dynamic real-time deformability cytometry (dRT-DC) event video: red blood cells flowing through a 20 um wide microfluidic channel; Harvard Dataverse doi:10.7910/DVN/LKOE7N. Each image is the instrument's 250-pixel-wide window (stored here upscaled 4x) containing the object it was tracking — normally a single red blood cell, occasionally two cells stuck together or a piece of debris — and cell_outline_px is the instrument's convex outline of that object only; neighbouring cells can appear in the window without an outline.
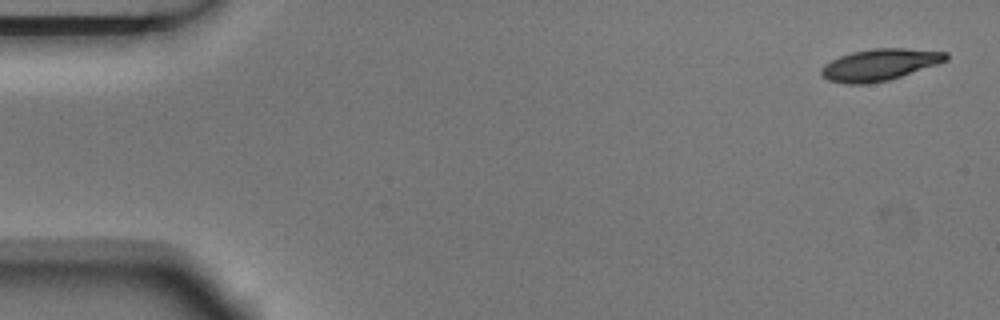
{"species": "Egyptian fruit bat (a non-hibernating species)", "species_latin": "Rousettus aegyptiacus", "temperature_condition": "room temperature", "stored_images_in_passage": 5, "camera_frame_rate_fps": 3000, "um_per_image_px": 0.085, "animal": {"sex": "male"}, "frame": {"image": 1, "passage_image": 1, "time_ms": 0.0, "image_size_px": [1000, 320], "cell_outline_px": [[948, 60], [888, 80], [864, 84], [844, 84], [828, 80], [820, 76], [820, 68], [824, 64], [840, 56], [852, 52], [872, 48], [904, 48], [948, 52]], "centroid_in_image_um": [74.72, 5.5], "position_along_channel_um": 10.3, "area_um2": 22.95}}
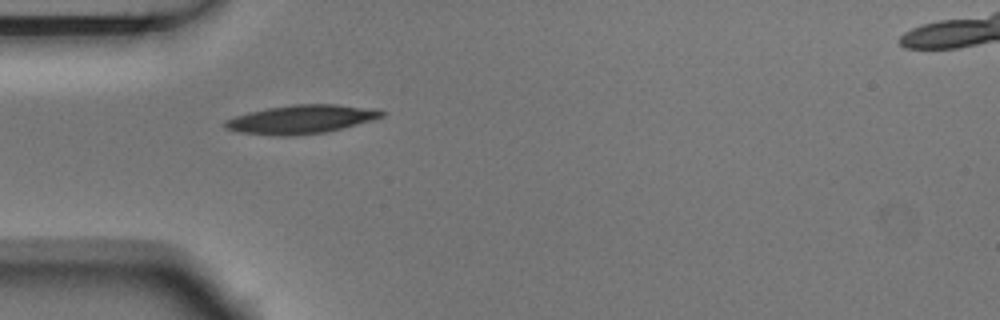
{"frame": {"image": 2, "passage_image": 5, "time_ms": 1.333, "image_size_px": [1000, 320], "cell_outline_px": [[384, 116], [372, 120], [324, 132], [292, 136], [280, 136], [240, 132], [224, 128], [224, 120], [248, 112], [268, 108], [292, 104], [336, 104], [376, 108], [384, 112]], "centroid_in_image_um": [25.59, 10.13], "position_along_channel_um": 59.4, "area_um2": 26.01}}